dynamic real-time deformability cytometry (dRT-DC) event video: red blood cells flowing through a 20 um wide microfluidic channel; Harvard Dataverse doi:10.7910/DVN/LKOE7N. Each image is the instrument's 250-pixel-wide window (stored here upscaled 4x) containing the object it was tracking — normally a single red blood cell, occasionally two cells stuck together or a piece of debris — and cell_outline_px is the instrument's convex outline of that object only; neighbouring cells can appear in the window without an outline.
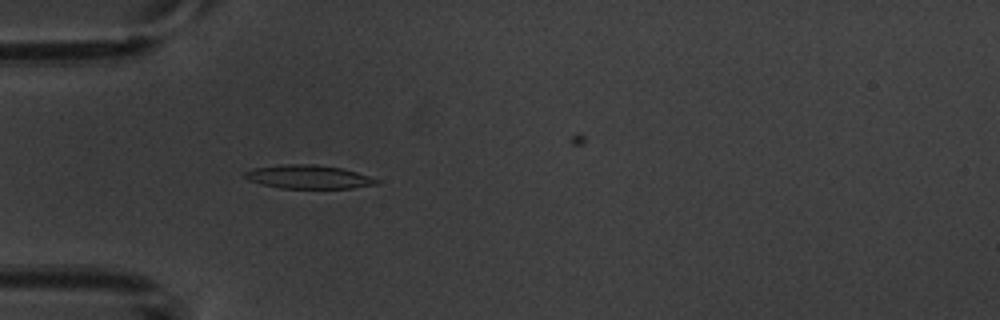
{"species": "common noctule bat (a hibernating species)", "species_latin": "Nyctalus noctula", "temperature_condition": "warm", "stored_images_in_passage": 4, "camera_frame_rate_fps": 3000, "um_per_image_px": 0.085, "animal": {"sex": "male", "body_mass_g": 20.1, "forearm_length_mm": 53.5}, "frame": {"image": 1, "passage_image": 4, "time_ms": 3.667, "image_size_px": [1000, 320], "cell_outline_px": [[380, 184], [352, 188], [280, 188], [260, 184], [248, 180], [244, 176], [244, 172], [256, 168], [284, 164], [316, 164], [340, 168], [356, 172], [380, 180]], "centroid_in_image_um": [26.23, 15.04], "position_along_channel_um": 58.8, "area_um2": 18.03}}